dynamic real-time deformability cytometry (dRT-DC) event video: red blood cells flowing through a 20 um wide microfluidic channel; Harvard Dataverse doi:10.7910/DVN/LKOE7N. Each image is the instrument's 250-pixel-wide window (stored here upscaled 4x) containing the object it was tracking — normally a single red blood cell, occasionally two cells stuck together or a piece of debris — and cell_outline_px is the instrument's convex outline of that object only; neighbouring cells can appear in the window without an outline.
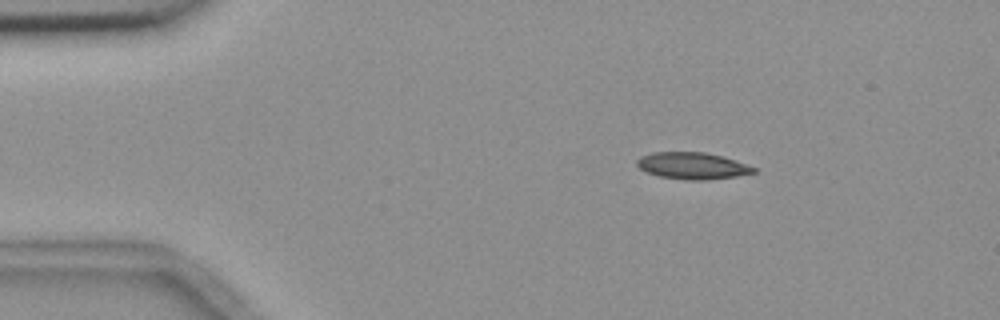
{"species": "common noctule bat (a hibernating species)", "species_latin": "Nyctalus noctula", "temperature_condition": "room temperature", "stored_images_in_passage": 3, "camera_frame_rate_fps": 3000, "um_per_image_px": 0.085, "animal": {"sex": "female", "body_mass_g": 18.4}, "frame": {"image": 1, "passage_image": 1, "time_ms": 0.0, "image_size_px": [1000, 320], "cell_outline_px": [[756, 172], [736, 176], [708, 180], [688, 180], [660, 176], [648, 172], [640, 168], [636, 164], [636, 160], [640, 156], [652, 152], [704, 152], [724, 156], [736, 160], [756, 168]], "centroid_in_image_um": [58.86, 14.08], "position_along_channel_um": 26.1, "area_um2": 18.21}}